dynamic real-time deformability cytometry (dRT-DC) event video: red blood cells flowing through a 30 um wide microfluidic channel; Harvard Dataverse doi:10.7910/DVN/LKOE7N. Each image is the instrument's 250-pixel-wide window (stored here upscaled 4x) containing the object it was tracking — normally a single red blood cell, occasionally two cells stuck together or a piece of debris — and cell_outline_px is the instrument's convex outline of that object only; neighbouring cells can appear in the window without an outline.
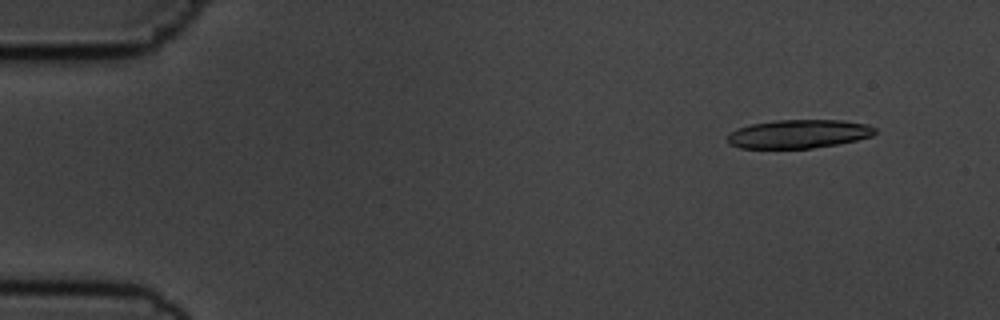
{"species": "common noctule bat (a hibernating species)", "species_latin": "Nyctalus noctula", "temperature_condition": "cold", "stored_images_in_passage": 19, "camera_frame_rate_fps": 3000, "um_per_image_px": 0.085, "animal": {"sex": "male", "body_mass_g": 19.5, "forearm_length_mm": 54.6}, "frame": {"image": 1, "passage_image": 5, "time_ms": 1.333, "image_size_px": [1000, 320], "cell_outline_px": [[876, 132], [872, 136], [856, 140], [836, 144], [812, 148], [740, 148], [728, 144], [728, 136], [736, 128], [752, 124], [776, 120], [844, 120], [868, 124], [876, 128]], "centroid_in_image_um": [67.9, 11.38], "position_along_channel_um": 17.1, "area_um2": 24.57}}
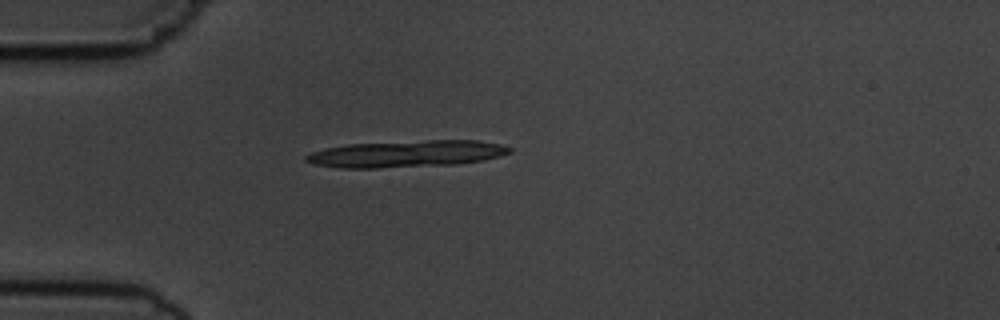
{"frame": {"image": 2, "passage_image": 15, "time_ms": 4.667, "image_size_px": [1000, 320], "cell_outline_px": [[512, 152], [500, 156], [484, 160], [456, 164], [376, 168], [340, 168], [312, 164], [304, 160], [304, 156], [312, 152], [324, 148], [348, 144], [428, 140], [476, 140], [500, 144], [512, 148]], "centroid_in_image_um": [34.53, 13.07], "position_along_channel_um": 50.5, "area_um2": 31.85}}